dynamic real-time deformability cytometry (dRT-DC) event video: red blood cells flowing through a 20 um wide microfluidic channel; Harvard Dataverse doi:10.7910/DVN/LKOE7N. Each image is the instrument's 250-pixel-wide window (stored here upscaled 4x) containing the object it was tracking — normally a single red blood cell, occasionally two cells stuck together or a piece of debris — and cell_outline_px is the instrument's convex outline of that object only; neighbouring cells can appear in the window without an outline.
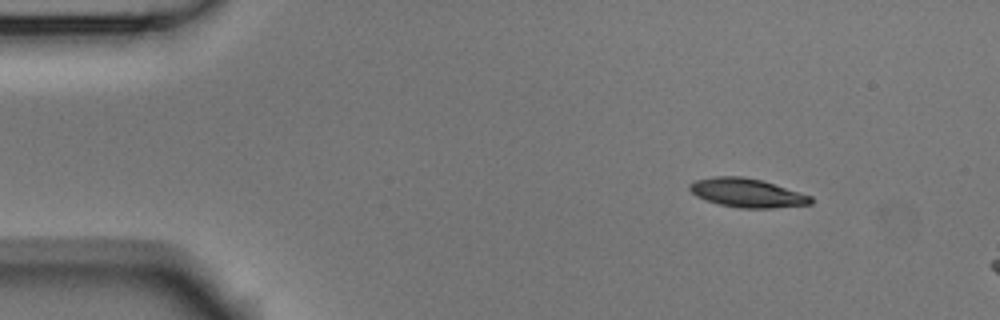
{"species": "Egyptian fruit bat (a non-hibernating species)", "species_latin": "Rousettus aegyptiacus", "temperature_condition": "room temperature", "stored_images_in_passage": 4, "camera_frame_rate_fps": 3000, "um_per_image_px": 0.085, "animal": {"sex": "male"}, "frame": {"image": 1, "passage_image": 1, "time_ms": 0.0, "image_size_px": [1000, 320], "cell_outline_px": [[812, 204], [772, 208], [740, 208], [720, 204], [696, 196], [688, 188], [688, 184], [696, 180], [716, 176], [744, 176], [760, 180], [812, 196]], "centroid_in_image_um": [63.49, 16.39], "position_along_channel_um": 21.5, "area_um2": 20.11}}